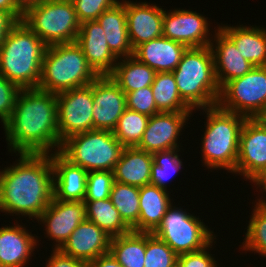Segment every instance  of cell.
I'll return each instance as SVG.
<instances>
[{
	"label": "cell",
	"instance_id": "cell-40",
	"mask_svg": "<svg viewBox=\"0 0 266 267\" xmlns=\"http://www.w3.org/2000/svg\"><path fill=\"white\" fill-rule=\"evenodd\" d=\"M21 88L0 74V119L3 125L9 120Z\"/></svg>",
	"mask_w": 266,
	"mask_h": 267
},
{
	"label": "cell",
	"instance_id": "cell-14",
	"mask_svg": "<svg viewBox=\"0 0 266 267\" xmlns=\"http://www.w3.org/2000/svg\"><path fill=\"white\" fill-rule=\"evenodd\" d=\"M208 26L207 18L196 11L175 9L168 13L164 10L162 36L188 48L210 46Z\"/></svg>",
	"mask_w": 266,
	"mask_h": 267
},
{
	"label": "cell",
	"instance_id": "cell-39",
	"mask_svg": "<svg viewBox=\"0 0 266 267\" xmlns=\"http://www.w3.org/2000/svg\"><path fill=\"white\" fill-rule=\"evenodd\" d=\"M118 2V0H72L80 23L97 20L105 10Z\"/></svg>",
	"mask_w": 266,
	"mask_h": 267
},
{
	"label": "cell",
	"instance_id": "cell-48",
	"mask_svg": "<svg viewBox=\"0 0 266 267\" xmlns=\"http://www.w3.org/2000/svg\"><path fill=\"white\" fill-rule=\"evenodd\" d=\"M258 203L266 204V200H261V198H260V199H258Z\"/></svg>",
	"mask_w": 266,
	"mask_h": 267
},
{
	"label": "cell",
	"instance_id": "cell-46",
	"mask_svg": "<svg viewBox=\"0 0 266 267\" xmlns=\"http://www.w3.org/2000/svg\"><path fill=\"white\" fill-rule=\"evenodd\" d=\"M41 0H13L15 5L24 13L29 7L38 4Z\"/></svg>",
	"mask_w": 266,
	"mask_h": 267
},
{
	"label": "cell",
	"instance_id": "cell-30",
	"mask_svg": "<svg viewBox=\"0 0 266 267\" xmlns=\"http://www.w3.org/2000/svg\"><path fill=\"white\" fill-rule=\"evenodd\" d=\"M86 219L94 222L111 238L127 234L131 229L121 219L118 210L110 198L96 201H84Z\"/></svg>",
	"mask_w": 266,
	"mask_h": 267
},
{
	"label": "cell",
	"instance_id": "cell-2",
	"mask_svg": "<svg viewBox=\"0 0 266 267\" xmlns=\"http://www.w3.org/2000/svg\"><path fill=\"white\" fill-rule=\"evenodd\" d=\"M19 156L0 171V211L38 219L54 197L51 154Z\"/></svg>",
	"mask_w": 266,
	"mask_h": 267
},
{
	"label": "cell",
	"instance_id": "cell-41",
	"mask_svg": "<svg viewBox=\"0 0 266 267\" xmlns=\"http://www.w3.org/2000/svg\"><path fill=\"white\" fill-rule=\"evenodd\" d=\"M213 241L204 249L186 254L178 255L177 264L179 267H217L212 254L207 252L212 247Z\"/></svg>",
	"mask_w": 266,
	"mask_h": 267
},
{
	"label": "cell",
	"instance_id": "cell-32",
	"mask_svg": "<svg viewBox=\"0 0 266 267\" xmlns=\"http://www.w3.org/2000/svg\"><path fill=\"white\" fill-rule=\"evenodd\" d=\"M140 187L113 182L110 199L118 210L121 219L132 229L139 220Z\"/></svg>",
	"mask_w": 266,
	"mask_h": 267
},
{
	"label": "cell",
	"instance_id": "cell-10",
	"mask_svg": "<svg viewBox=\"0 0 266 267\" xmlns=\"http://www.w3.org/2000/svg\"><path fill=\"white\" fill-rule=\"evenodd\" d=\"M203 223L199 217L171 205L153 234L166 242L177 255L197 252L208 246L215 237Z\"/></svg>",
	"mask_w": 266,
	"mask_h": 267
},
{
	"label": "cell",
	"instance_id": "cell-25",
	"mask_svg": "<svg viewBox=\"0 0 266 267\" xmlns=\"http://www.w3.org/2000/svg\"><path fill=\"white\" fill-rule=\"evenodd\" d=\"M167 192V190L153 184L140 187L139 220L131 229L132 231L153 233L157 229L167 209L172 205Z\"/></svg>",
	"mask_w": 266,
	"mask_h": 267
},
{
	"label": "cell",
	"instance_id": "cell-47",
	"mask_svg": "<svg viewBox=\"0 0 266 267\" xmlns=\"http://www.w3.org/2000/svg\"><path fill=\"white\" fill-rule=\"evenodd\" d=\"M254 184L258 185L263 189V192H266V170L253 181Z\"/></svg>",
	"mask_w": 266,
	"mask_h": 267
},
{
	"label": "cell",
	"instance_id": "cell-43",
	"mask_svg": "<svg viewBox=\"0 0 266 267\" xmlns=\"http://www.w3.org/2000/svg\"><path fill=\"white\" fill-rule=\"evenodd\" d=\"M17 21L6 11L0 10V46L12 26Z\"/></svg>",
	"mask_w": 266,
	"mask_h": 267
},
{
	"label": "cell",
	"instance_id": "cell-23",
	"mask_svg": "<svg viewBox=\"0 0 266 267\" xmlns=\"http://www.w3.org/2000/svg\"><path fill=\"white\" fill-rule=\"evenodd\" d=\"M36 241L35 236L19 224L1 227L0 267H24L37 246Z\"/></svg>",
	"mask_w": 266,
	"mask_h": 267
},
{
	"label": "cell",
	"instance_id": "cell-34",
	"mask_svg": "<svg viewBox=\"0 0 266 267\" xmlns=\"http://www.w3.org/2000/svg\"><path fill=\"white\" fill-rule=\"evenodd\" d=\"M247 226L243 249L266 256V204L256 202Z\"/></svg>",
	"mask_w": 266,
	"mask_h": 267
},
{
	"label": "cell",
	"instance_id": "cell-17",
	"mask_svg": "<svg viewBox=\"0 0 266 267\" xmlns=\"http://www.w3.org/2000/svg\"><path fill=\"white\" fill-rule=\"evenodd\" d=\"M76 43L81 47L88 65L98 76L113 72L118 58L111 52L104 30L97 20L81 23Z\"/></svg>",
	"mask_w": 266,
	"mask_h": 267
},
{
	"label": "cell",
	"instance_id": "cell-38",
	"mask_svg": "<svg viewBox=\"0 0 266 267\" xmlns=\"http://www.w3.org/2000/svg\"><path fill=\"white\" fill-rule=\"evenodd\" d=\"M126 104L127 109L149 117L160 112L155 104L151 86L126 93Z\"/></svg>",
	"mask_w": 266,
	"mask_h": 267
},
{
	"label": "cell",
	"instance_id": "cell-22",
	"mask_svg": "<svg viewBox=\"0 0 266 267\" xmlns=\"http://www.w3.org/2000/svg\"><path fill=\"white\" fill-rule=\"evenodd\" d=\"M187 48L180 42L162 36L137 46L133 56L157 73L172 72L178 66Z\"/></svg>",
	"mask_w": 266,
	"mask_h": 267
},
{
	"label": "cell",
	"instance_id": "cell-15",
	"mask_svg": "<svg viewBox=\"0 0 266 267\" xmlns=\"http://www.w3.org/2000/svg\"><path fill=\"white\" fill-rule=\"evenodd\" d=\"M192 112H159L148 120L146 130L137 149L154 153L180 149L177 142L179 133Z\"/></svg>",
	"mask_w": 266,
	"mask_h": 267
},
{
	"label": "cell",
	"instance_id": "cell-24",
	"mask_svg": "<svg viewBox=\"0 0 266 267\" xmlns=\"http://www.w3.org/2000/svg\"><path fill=\"white\" fill-rule=\"evenodd\" d=\"M152 164V153L136 147H124L113 169L114 181L137 187L148 185L151 180Z\"/></svg>",
	"mask_w": 266,
	"mask_h": 267
},
{
	"label": "cell",
	"instance_id": "cell-42",
	"mask_svg": "<svg viewBox=\"0 0 266 267\" xmlns=\"http://www.w3.org/2000/svg\"><path fill=\"white\" fill-rule=\"evenodd\" d=\"M46 267H89V263L64 254L60 249H54Z\"/></svg>",
	"mask_w": 266,
	"mask_h": 267
},
{
	"label": "cell",
	"instance_id": "cell-45",
	"mask_svg": "<svg viewBox=\"0 0 266 267\" xmlns=\"http://www.w3.org/2000/svg\"><path fill=\"white\" fill-rule=\"evenodd\" d=\"M0 10L8 12L16 21L23 19V12L15 5L13 0H0Z\"/></svg>",
	"mask_w": 266,
	"mask_h": 267
},
{
	"label": "cell",
	"instance_id": "cell-13",
	"mask_svg": "<svg viewBox=\"0 0 266 267\" xmlns=\"http://www.w3.org/2000/svg\"><path fill=\"white\" fill-rule=\"evenodd\" d=\"M93 130L113 131L127 109L126 94L110 75L98 76L92 82Z\"/></svg>",
	"mask_w": 266,
	"mask_h": 267
},
{
	"label": "cell",
	"instance_id": "cell-31",
	"mask_svg": "<svg viewBox=\"0 0 266 267\" xmlns=\"http://www.w3.org/2000/svg\"><path fill=\"white\" fill-rule=\"evenodd\" d=\"M153 98L160 112H192L180 97L172 72H158L151 85Z\"/></svg>",
	"mask_w": 266,
	"mask_h": 267
},
{
	"label": "cell",
	"instance_id": "cell-5",
	"mask_svg": "<svg viewBox=\"0 0 266 267\" xmlns=\"http://www.w3.org/2000/svg\"><path fill=\"white\" fill-rule=\"evenodd\" d=\"M98 75L76 43L47 46L38 89L58 94L91 84Z\"/></svg>",
	"mask_w": 266,
	"mask_h": 267
},
{
	"label": "cell",
	"instance_id": "cell-37",
	"mask_svg": "<svg viewBox=\"0 0 266 267\" xmlns=\"http://www.w3.org/2000/svg\"><path fill=\"white\" fill-rule=\"evenodd\" d=\"M113 182V171H89L84 201L110 198Z\"/></svg>",
	"mask_w": 266,
	"mask_h": 267
},
{
	"label": "cell",
	"instance_id": "cell-35",
	"mask_svg": "<svg viewBox=\"0 0 266 267\" xmlns=\"http://www.w3.org/2000/svg\"><path fill=\"white\" fill-rule=\"evenodd\" d=\"M179 151V149H170L152 153L153 164L150 184L156 185L164 190L167 189L166 181L171 177H169V174L171 172L174 174L177 173L182 166V161L177 153Z\"/></svg>",
	"mask_w": 266,
	"mask_h": 267
},
{
	"label": "cell",
	"instance_id": "cell-9",
	"mask_svg": "<svg viewBox=\"0 0 266 267\" xmlns=\"http://www.w3.org/2000/svg\"><path fill=\"white\" fill-rule=\"evenodd\" d=\"M217 105L247 119L266 118V66L254 67L220 89Z\"/></svg>",
	"mask_w": 266,
	"mask_h": 267
},
{
	"label": "cell",
	"instance_id": "cell-7",
	"mask_svg": "<svg viewBox=\"0 0 266 267\" xmlns=\"http://www.w3.org/2000/svg\"><path fill=\"white\" fill-rule=\"evenodd\" d=\"M22 21L47 46L76 42L81 25L68 0H41L23 13Z\"/></svg>",
	"mask_w": 266,
	"mask_h": 267
},
{
	"label": "cell",
	"instance_id": "cell-28",
	"mask_svg": "<svg viewBox=\"0 0 266 267\" xmlns=\"http://www.w3.org/2000/svg\"><path fill=\"white\" fill-rule=\"evenodd\" d=\"M120 60L122 61L115 65L110 77L125 94L152 85L157 73L154 69L133 55Z\"/></svg>",
	"mask_w": 266,
	"mask_h": 267
},
{
	"label": "cell",
	"instance_id": "cell-12",
	"mask_svg": "<svg viewBox=\"0 0 266 267\" xmlns=\"http://www.w3.org/2000/svg\"><path fill=\"white\" fill-rule=\"evenodd\" d=\"M266 170V118L246 119L239 138L235 174L252 182Z\"/></svg>",
	"mask_w": 266,
	"mask_h": 267
},
{
	"label": "cell",
	"instance_id": "cell-18",
	"mask_svg": "<svg viewBox=\"0 0 266 267\" xmlns=\"http://www.w3.org/2000/svg\"><path fill=\"white\" fill-rule=\"evenodd\" d=\"M128 36L133 50L163 35L164 9L146 2L125 1Z\"/></svg>",
	"mask_w": 266,
	"mask_h": 267
},
{
	"label": "cell",
	"instance_id": "cell-36",
	"mask_svg": "<svg viewBox=\"0 0 266 267\" xmlns=\"http://www.w3.org/2000/svg\"><path fill=\"white\" fill-rule=\"evenodd\" d=\"M178 255L164 241L153 233L146 232V251L144 267H173Z\"/></svg>",
	"mask_w": 266,
	"mask_h": 267
},
{
	"label": "cell",
	"instance_id": "cell-8",
	"mask_svg": "<svg viewBox=\"0 0 266 267\" xmlns=\"http://www.w3.org/2000/svg\"><path fill=\"white\" fill-rule=\"evenodd\" d=\"M123 148L112 131L91 130L68 137L59 152L87 172L113 171Z\"/></svg>",
	"mask_w": 266,
	"mask_h": 267
},
{
	"label": "cell",
	"instance_id": "cell-27",
	"mask_svg": "<svg viewBox=\"0 0 266 267\" xmlns=\"http://www.w3.org/2000/svg\"><path fill=\"white\" fill-rule=\"evenodd\" d=\"M235 43L242 56L255 67L266 66V29L247 26H219Z\"/></svg>",
	"mask_w": 266,
	"mask_h": 267
},
{
	"label": "cell",
	"instance_id": "cell-16",
	"mask_svg": "<svg viewBox=\"0 0 266 267\" xmlns=\"http://www.w3.org/2000/svg\"><path fill=\"white\" fill-rule=\"evenodd\" d=\"M85 219L86 211L83 201H61L53 197L37 221L45 225L47 237L57 242L55 249H60Z\"/></svg>",
	"mask_w": 266,
	"mask_h": 267
},
{
	"label": "cell",
	"instance_id": "cell-11",
	"mask_svg": "<svg viewBox=\"0 0 266 267\" xmlns=\"http://www.w3.org/2000/svg\"><path fill=\"white\" fill-rule=\"evenodd\" d=\"M57 124L60 142L68 137L93 130L92 83L56 94Z\"/></svg>",
	"mask_w": 266,
	"mask_h": 267
},
{
	"label": "cell",
	"instance_id": "cell-4",
	"mask_svg": "<svg viewBox=\"0 0 266 267\" xmlns=\"http://www.w3.org/2000/svg\"><path fill=\"white\" fill-rule=\"evenodd\" d=\"M172 73L180 97L192 110L217 105L220 88L210 46L187 48Z\"/></svg>",
	"mask_w": 266,
	"mask_h": 267
},
{
	"label": "cell",
	"instance_id": "cell-21",
	"mask_svg": "<svg viewBox=\"0 0 266 267\" xmlns=\"http://www.w3.org/2000/svg\"><path fill=\"white\" fill-rule=\"evenodd\" d=\"M54 198L61 201H83L88 172L72 164L59 151L51 153Z\"/></svg>",
	"mask_w": 266,
	"mask_h": 267
},
{
	"label": "cell",
	"instance_id": "cell-44",
	"mask_svg": "<svg viewBox=\"0 0 266 267\" xmlns=\"http://www.w3.org/2000/svg\"><path fill=\"white\" fill-rule=\"evenodd\" d=\"M89 267H122L110 252L99 256L89 263Z\"/></svg>",
	"mask_w": 266,
	"mask_h": 267
},
{
	"label": "cell",
	"instance_id": "cell-6",
	"mask_svg": "<svg viewBox=\"0 0 266 267\" xmlns=\"http://www.w3.org/2000/svg\"><path fill=\"white\" fill-rule=\"evenodd\" d=\"M203 110L207 115L201 147L205 166L235 173L240 132L247 118L218 105Z\"/></svg>",
	"mask_w": 266,
	"mask_h": 267
},
{
	"label": "cell",
	"instance_id": "cell-20",
	"mask_svg": "<svg viewBox=\"0 0 266 267\" xmlns=\"http://www.w3.org/2000/svg\"><path fill=\"white\" fill-rule=\"evenodd\" d=\"M214 42L210 48L214 58V71L217 84L221 89L232 79L244 76L255 66L248 62L238 51L235 43L220 29L215 30Z\"/></svg>",
	"mask_w": 266,
	"mask_h": 267
},
{
	"label": "cell",
	"instance_id": "cell-33",
	"mask_svg": "<svg viewBox=\"0 0 266 267\" xmlns=\"http://www.w3.org/2000/svg\"><path fill=\"white\" fill-rule=\"evenodd\" d=\"M149 116L126 109L118 119L113 135L124 147H136L146 130Z\"/></svg>",
	"mask_w": 266,
	"mask_h": 267
},
{
	"label": "cell",
	"instance_id": "cell-19",
	"mask_svg": "<svg viewBox=\"0 0 266 267\" xmlns=\"http://www.w3.org/2000/svg\"><path fill=\"white\" fill-rule=\"evenodd\" d=\"M111 237L94 222L85 219L71 233L60 250L73 258L90 263L109 252Z\"/></svg>",
	"mask_w": 266,
	"mask_h": 267
},
{
	"label": "cell",
	"instance_id": "cell-26",
	"mask_svg": "<svg viewBox=\"0 0 266 267\" xmlns=\"http://www.w3.org/2000/svg\"><path fill=\"white\" fill-rule=\"evenodd\" d=\"M97 22L104 30L111 52L118 59L133 55L134 50L128 36L125 1L105 10L97 18Z\"/></svg>",
	"mask_w": 266,
	"mask_h": 267
},
{
	"label": "cell",
	"instance_id": "cell-29",
	"mask_svg": "<svg viewBox=\"0 0 266 267\" xmlns=\"http://www.w3.org/2000/svg\"><path fill=\"white\" fill-rule=\"evenodd\" d=\"M146 232L130 231L110 240L109 252L122 267H144Z\"/></svg>",
	"mask_w": 266,
	"mask_h": 267
},
{
	"label": "cell",
	"instance_id": "cell-1",
	"mask_svg": "<svg viewBox=\"0 0 266 267\" xmlns=\"http://www.w3.org/2000/svg\"><path fill=\"white\" fill-rule=\"evenodd\" d=\"M3 126L10 152L49 155L52 148H61L54 93L21 89L14 112Z\"/></svg>",
	"mask_w": 266,
	"mask_h": 267
},
{
	"label": "cell",
	"instance_id": "cell-3",
	"mask_svg": "<svg viewBox=\"0 0 266 267\" xmlns=\"http://www.w3.org/2000/svg\"><path fill=\"white\" fill-rule=\"evenodd\" d=\"M47 45L21 20L0 46V74L21 89L38 88Z\"/></svg>",
	"mask_w": 266,
	"mask_h": 267
}]
</instances>
